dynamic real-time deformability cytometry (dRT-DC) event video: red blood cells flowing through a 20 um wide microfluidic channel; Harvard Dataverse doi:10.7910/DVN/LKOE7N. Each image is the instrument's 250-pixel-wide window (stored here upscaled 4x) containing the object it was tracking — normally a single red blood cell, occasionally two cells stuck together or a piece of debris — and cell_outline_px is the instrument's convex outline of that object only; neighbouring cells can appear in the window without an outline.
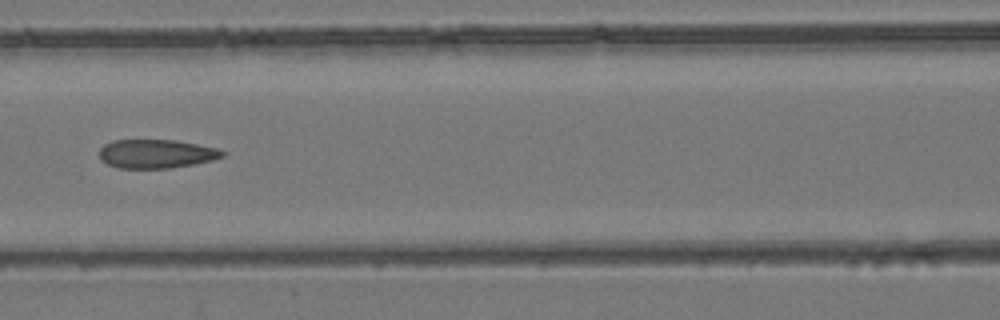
{"species": "common noctule bat (a hibernating species)", "species_latin": "Nyctalus noctula", "temperature_condition": "room temperature", "stored_images_in_passage": 6, "camera_frame_rate_fps": 3000, "um_per_image_px": 0.085, "animal": {"sex": "female", "body_mass_g": 24.6, "forearm_length_mm": 56.2}, "frame": {"image": 1, "passage_image": 6, "time_ms": 1.667, "image_size_px": [1000, 320], "cell_outline_px": [[228, 152], [224, 156], [212, 160], [192, 164], [168, 168], [120, 168], [108, 164], [100, 160], [100, 148], [104, 144], [112, 140], [176, 140], [216, 148]], "centroid_in_image_um": [13.27, 13.06], "position_along_channel_um": 153.3, "area_um2": 20.58}}